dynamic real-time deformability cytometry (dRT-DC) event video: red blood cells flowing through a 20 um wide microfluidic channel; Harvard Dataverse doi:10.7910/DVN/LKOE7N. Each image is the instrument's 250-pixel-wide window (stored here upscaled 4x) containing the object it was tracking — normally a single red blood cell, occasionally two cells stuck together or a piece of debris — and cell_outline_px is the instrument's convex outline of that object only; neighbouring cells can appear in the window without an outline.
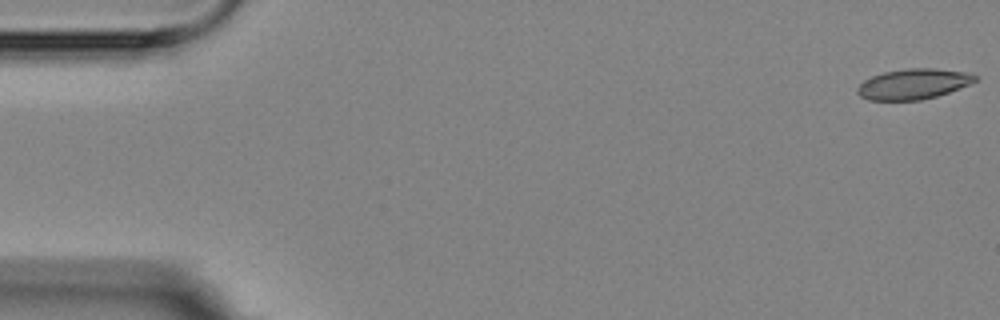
{"species": "Egyptian fruit bat (a non-hibernating species)", "species_latin": "Rousettus aegyptiacus", "temperature_condition": "room temperature", "stored_images_in_passage": 6, "camera_frame_rate_fps": 3000, "um_per_image_px": 0.085, "animal": {"sex": "female"}, "frame": {"image": 1, "passage_image": 1, "time_ms": 0.0, "image_size_px": [1000, 320], "cell_outline_px": [[980, 76], [976, 80], [968, 84], [948, 92], [936, 96], [920, 100], [868, 100], [860, 96], [856, 92], [856, 88], [864, 80], [872, 76], [884, 72], [904, 68], [936, 68], [964, 72]], "centroid_in_image_um": [77.6, 7.13], "position_along_channel_um": 7.4, "area_um2": 20.81}}
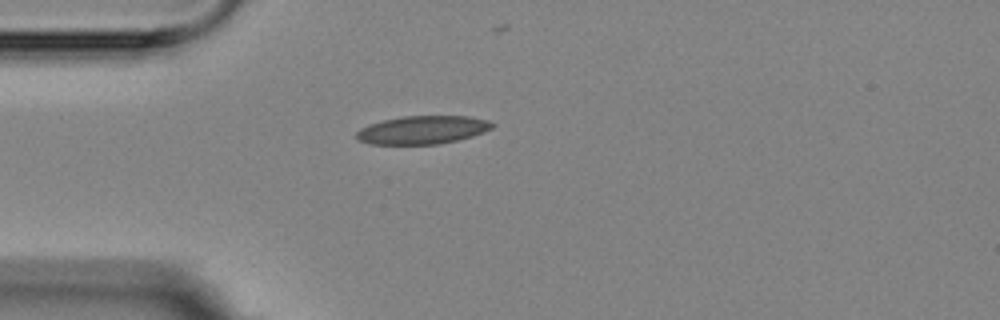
{"frame": {"image": 2, "passage_image": 5, "time_ms": 4.667, "image_size_px": [1000, 320], "cell_outline_px": [[496, 124], [492, 128], [484, 132], [472, 136], [440, 144], [368, 144], [360, 140], [356, 136], [356, 132], [360, 128], [368, 124], [384, 120], [404, 116], [468, 116], [488, 120]], "centroid_in_image_um": [35.93, 11.04], "position_along_channel_um": 49.1, "area_um2": 22.31}}